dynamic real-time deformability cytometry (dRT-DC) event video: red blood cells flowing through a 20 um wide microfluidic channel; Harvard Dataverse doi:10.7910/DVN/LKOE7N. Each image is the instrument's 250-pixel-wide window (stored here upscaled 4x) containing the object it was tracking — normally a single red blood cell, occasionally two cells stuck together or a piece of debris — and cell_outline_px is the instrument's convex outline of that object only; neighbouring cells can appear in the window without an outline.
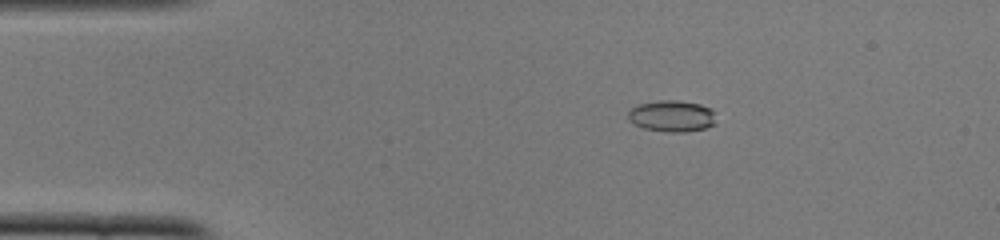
{"species": "common noctule bat (a hibernating species)", "species_latin": "Nyctalus noctula", "temperature_condition": "cold", "stored_images_in_passage": 51, "camera_frame_rate_fps": 3000, "um_per_image_px": 0.085, "animal": {"sex": "female", "body_mass_g": 22.0, "forearm_length_mm": 56.7}, "frame": {"image": 1, "passage_image": 9, "time_ms": 2.667, "image_size_px": [1000, 240], "cell_outline_px": [[716, 124], [704, 128], [684, 132], [668, 132], [644, 128], [628, 120], [628, 112], [632, 108], [640, 104], [660, 100], [680, 100], [700, 104], [712, 108]], "centroid_in_image_um": [57.13, 9.86], "position_along_channel_um": 27.9, "area_um2": 16.07}}
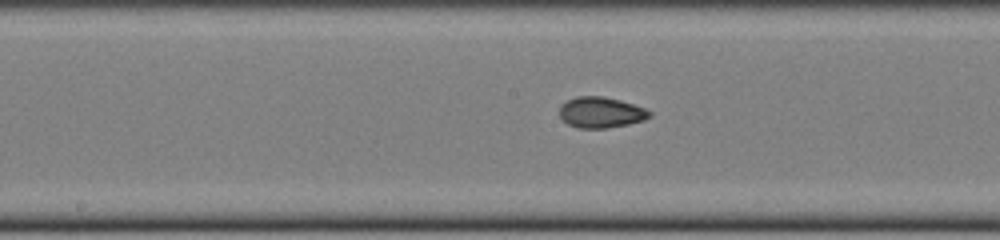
{"frame": {"image": 2, "passage_image": 26, "time_ms": 8.333, "image_size_px": [1000, 240], "cell_outline_px": [[652, 116], [644, 120], [628, 124], [608, 128], [576, 128], [568, 124], [560, 116], [560, 104], [576, 96], [604, 96], [620, 100], [644, 108], [652, 112]], "centroid_in_image_um": [51.08, 9.55], "position_along_channel_um": 197.1, "area_um2": 16.24}}
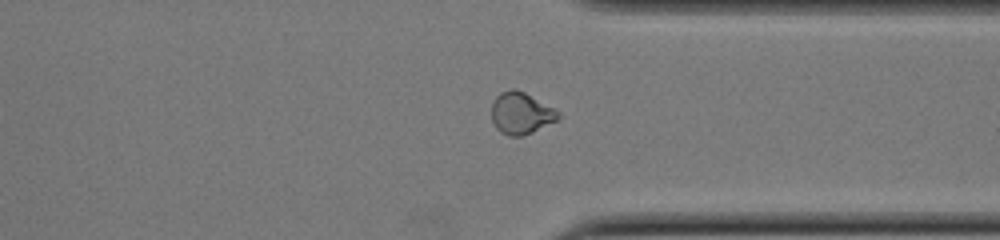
{"frame": {"image": 3, "passage_image": 39, "time_ms": 12.667, "image_size_px": [1000, 240], "cell_outline_px": [[560, 116], [556, 120], [532, 132], [520, 136], [508, 136], [500, 132], [496, 128], [492, 120], [492, 100], [500, 92], [512, 88], [516, 88], [556, 108]], "centroid_in_image_um": [44.26, 9.6], "position_along_channel_um": 367.1, "area_um2": 16.3}, "authors_computed_cell_mechanics": {"area_um2": 16.2418, "velocity_mm_per_s": 3.9323, "shape_relaxation_time_tau1_ms": 7.0746, "shape_relaxation_time_tau2_ms": 1.973, "deformation_change_tau1": 0.1637, "deformation_change_tau2": 0.0529}}